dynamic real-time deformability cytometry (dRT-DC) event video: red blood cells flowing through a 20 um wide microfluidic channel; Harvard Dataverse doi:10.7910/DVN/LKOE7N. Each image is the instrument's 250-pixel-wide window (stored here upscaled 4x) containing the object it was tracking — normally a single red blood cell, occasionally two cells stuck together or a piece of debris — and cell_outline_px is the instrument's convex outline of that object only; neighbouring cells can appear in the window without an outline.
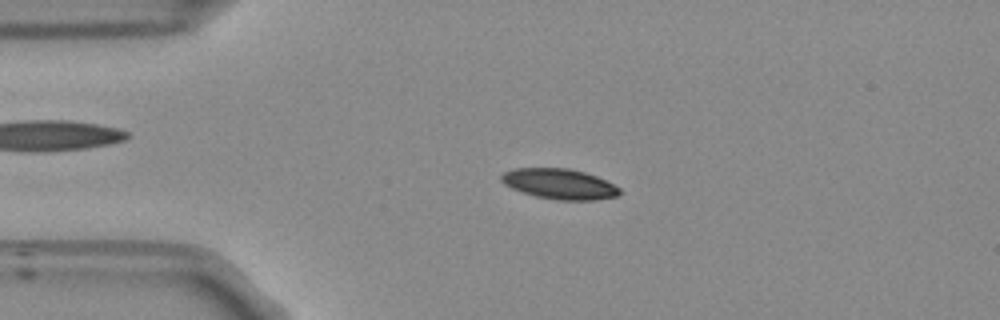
{"species": "Egyptian fruit bat (a non-hibernating species)", "species_latin": "Rousettus aegyptiacus", "temperature_condition": "room temperature", "stored_images_in_passage": 52, "camera_frame_rate_fps": 3000, "um_per_image_px": 0.085, "frame": {"image": 1, "passage_image": 11, "time_ms": 3.333, "image_size_px": [1000, 320], "cell_outline_px": [[620, 192], [616, 196], [592, 200], [556, 200], [536, 196], [512, 188], [504, 184], [500, 180], [500, 176], [504, 172], [512, 168], [568, 168], [584, 172], [596, 176], [620, 188]], "centroid_in_image_um": [47.51, 15.62], "position_along_channel_um": 37.5, "area_um2": 20.75}}
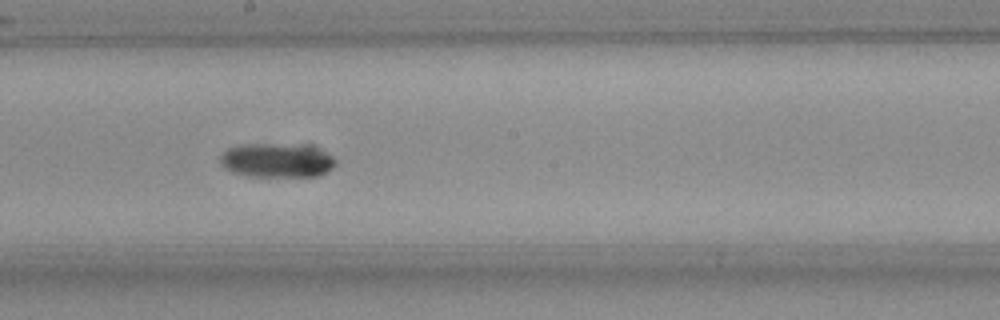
{"frame": {"image": 2, "passage_image": 28, "time_ms": 9.0, "image_size_px": [1000, 320], "cell_outline_px": [[336, 164], [328, 172], [316, 176], [248, 176], [232, 172], [224, 168], [220, 160], [220, 156], [228, 148], [236, 144], [272, 144], [312, 148], [332, 156], [336, 160]], "centroid_in_image_um": [23.47, 13.65], "position_along_channel_um": 224.7, "area_um2": 22.54}}
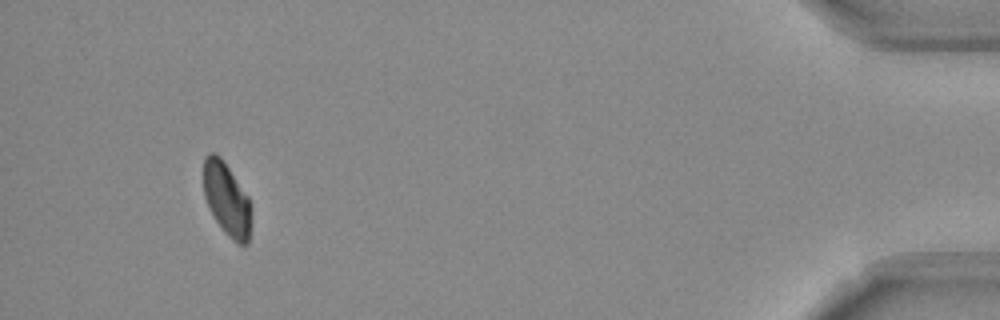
{"frame": {"image": 3, "passage_image": 49, "time_ms": 16.0, "image_size_px": [1000, 320], "cell_outline_px": [[248, 244], [240, 244], [232, 240], [224, 232], [216, 220], [204, 196], [204, 156], [208, 152], [216, 152], [220, 156], [248, 196]], "centroid_in_image_um": [19.21, 16.87], "position_along_channel_um": 416.0, "area_um2": 19.54}, "authors_computed_cell_mechanics": {"area_um2": 21.097, "velocity_mm_per_s": 3.803, "shape_relaxation_time_tau1_ms": 3.8645, "shape_relaxation_time_tau2_ms": null, "deformation_change_tau1": 0.1015, "deformation_change_tau2": null}}